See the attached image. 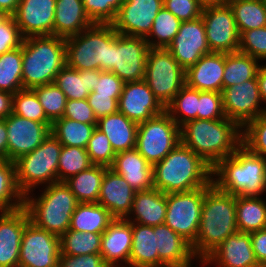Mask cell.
<instances>
[{
	"instance_id": "14",
	"label": "cell",
	"mask_w": 266,
	"mask_h": 267,
	"mask_svg": "<svg viewBox=\"0 0 266 267\" xmlns=\"http://www.w3.org/2000/svg\"><path fill=\"white\" fill-rule=\"evenodd\" d=\"M201 17L211 52L233 53L239 51L240 33L229 4L205 8Z\"/></svg>"
},
{
	"instance_id": "38",
	"label": "cell",
	"mask_w": 266,
	"mask_h": 267,
	"mask_svg": "<svg viewBox=\"0 0 266 267\" xmlns=\"http://www.w3.org/2000/svg\"><path fill=\"white\" fill-rule=\"evenodd\" d=\"M229 6L240 34L266 26V1L231 0Z\"/></svg>"
},
{
	"instance_id": "31",
	"label": "cell",
	"mask_w": 266,
	"mask_h": 267,
	"mask_svg": "<svg viewBox=\"0 0 266 267\" xmlns=\"http://www.w3.org/2000/svg\"><path fill=\"white\" fill-rule=\"evenodd\" d=\"M102 70L78 71L65 65L56 75L54 84L65 94L67 100L87 99L99 81Z\"/></svg>"
},
{
	"instance_id": "27",
	"label": "cell",
	"mask_w": 266,
	"mask_h": 267,
	"mask_svg": "<svg viewBox=\"0 0 266 267\" xmlns=\"http://www.w3.org/2000/svg\"><path fill=\"white\" fill-rule=\"evenodd\" d=\"M109 168L121 175L136 192L154 188L153 165L136 148L117 153Z\"/></svg>"
},
{
	"instance_id": "1",
	"label": "cell",
	"mask_w": 266,
	"mask_h": 267,
	"mask_svg": "<svg viewBox=\"0 0 266 267\" xmlns=\"http://www.w3.org/2000/svg\"><path fill=\"white\" fill-rule=\"evenodd\" d=\"M180 142L214 167L242 145V127L228 118L194 119L180 126Z\"/></svg>"
},
{
	"instance_id": "39",
	"label": "cell",
	"mask_w": 266,
	"mask_h": 267,
	"mask_svg": "<svg viewBox=\"0 0 266 267\" xmlns=\"http://www.w3.org/2000/svg\"><path fill=\"white\" fill-rule=\"evenodd\" d=\"M25 195L16 182L15 162L0 159V211H12L24 206Z\"/></svg>"
},
{
	"instance_id": "8",
	"label": "cell",
	"mask_w": 266,
	"mask_h": 267,
	"mask_svg": "<svg viewBox=\"0 0 266 267\" xmlns=\"http://www.w3.org/2000/svg\"><path fill=\"white\" fill-rule=\"evenodd\" d=\"M62 144L50 133L34 151L15 161L16 182L26 195L38 186L57 182V168ZM43 184V185H42Z\"/></svg>"
},
{
	"instance_id": "57",
	"label": "cell",
	"mask_w": 266,
	"mask_h": 267,
	"mask_svg": "<svg viewBox=\"0 0 266 267\" xmlns=\"http://www.w3.org/2000/svg\"><path fill=\"white\" fill-rule=\"evenodd\" d=\"M87 101L97 120L118 112L119 98L104 95H88Z\"/></svg>"
},
{
	"instance_id": "60",
	"label": "cell",
	"mask_w": 266,
	"mask_h": 267,
	"mask_svg": "<svg viewBox=\"0 0 266 267\" xmlns=\"http://www.w3.org/2000/svg\"><path fill=\"white\" fill-rule=\"evenodd\" d=\"M257 81L261 100L266 103V64L259 67L257 72Z\"/></svg>"
},
{
	"instance_id": "58",
	"label": "cell",
	"mask_w": 266,
	"mask_h": 267,
	"mask_svg": "<svg viewBox=\"0 0 266 267\" xmlns=\"http://www.w3.org/2000/svg\"><path fill=\"white\" fill-rule=\"evenodd\" d=\"M252 249L261 267H266V228L250 233Z\"/></svg>"
},
{
	"instance_id": "36",
	"label": "cell",
	"mask_w": 266,
	"mask_h": 267,
	"mask_svg": "<svg viewBox=\"0 0 266 267\" xmlns=\"http://www.w3.org/2000/svg\"><path fill=\"white\" fill-rule=\"evenodd\" d=\"M258 59L241 52L225 53L223 89L251 80L261 66Z\"/></svg>"
},
{
	"instance_id": "62",
	"label": "cell",
	"mask_w": 266,
	"mask_h": 267,
	"mask_svg": "<svg viewBox=\"0 0 266 267\" xmlns=\"http://www.w3.org/2000/svg\"><path fill=\"white\" fill-rule=\"evenodd\" d=\"M19 2L20 0H0V9L13 16L16 13Z\"/></svg>"
},
{
	"instance_id": "11",
	"label": "cell",
	"mask_w": 266,
	"mask_h": 267,
	"mask_svg": "<svg viewBox=\"0 0 266 267\" xmlns=\"http://www.w3.org/2000/svg\"><path fill=\"white\" fill-rule=\"evenodd\" d=\"M204 187L179 193L167 194L165 222L191 245L195 243L201 222Z\"/></svg>"
},
{
	"instance_id": "5",
	"label": "cell",
	"mask_w": 266,
	"mask_h": 267,
	"mask_svg": "<svg viewBox=\"0 0 266 267\" xmlns=\"http://www.w3.org/2000/svg\"><path fill=\"white\" fill-rule=\"evenodd\" d=\"M65 65V38L54 35L24 38L22 43L24 89L54 83L56 75Z\"/></svg>"
},
{
	"instance_id": "23",
	"label": "cell",
	"mask_w": 266,
	"mask_h": 267,
	"mask_svg": "<svg viewBox=\"0 0 266 267\" xmlns=\"http://www.w3.org/2000/svg\"><path fill=\"white\" fill-rule=\"evenodd\" d=\"M131 247L132 222L115 218L102 233L100 254L110 267H129Z\"/></svg>"
},
{
	"instance_id": "17",
	"label": "cell",
	"mask_w": 266,
	"mask_h": 267,
	"mask_svg": "<svg viewBox=\"0 0 266 267\" xmlns=\"http://www.w3.org/2000/svg\"><path fill=\"white\" fill-rule=\"evenodd\" d=\"M163 7V0H124L111 24L118 34L146 38Z\"/></svg>"
},
{
	"instance_id": "50",
	"label": "cell",
	"mask_w": 266,
	"mask_h": 267,
	"mask_svg": "<svg viewBox=\"0 0 266 267\" xmlns=\"http://www.w3.org/2000/svg\"><path fill=\"white\" fill-rule=\"evenodd\" d=\"M239 52L261 61L266 60V26L242 32Z\"/></svg>"
},
{
	"instance_id": "42",
	"label": "cell",
	"mask_w": 266,
	"mask_h": 267,
	"mask_svg": "<svg viewBox=\"0 0 266 267\" xmlns=\"http://www.w3.org/2000/svg\"><path fill=\"white\" fill-rule=\"evenodd\" d=\"M22 69V46L0 55V90H23Z\"/></svg>"
},
{
	"instance_id": "45",
	"label": "cell",
	"mask_w": 266,
	"mask_h": 267,
	"mask_svg": "<svg viewBox=\"0 0 266 267\" xmlns=\"http://www.w3.org/2000/svg\"><path fill=\"white\" fill-rule=\"evenodd\" d=\"M12 113L29 120L52 123L46 117L44 109L32 89H23L13 94Z\"/></svg>"
},
{
	"instance_id": "56",
	"label": "cell",
	"mask_w": 266,
	"mask_h": 267,
	"mask_svg": "<svg viewBox=\"0 0 266 267\" xmlns=\"http://www.w3.org/2000/svg\"><path fill=\"white\" fill-rule=\"evenodd\" d=\"M58 267H110L101 254L60 255Z\"/></svg>"
},
{
	"instance_id": "25",
	"label": "cell",
	"mask_w": 266,
	"mask_h": 267,
	"mask_svg": "<svg viewBox=\"0 0 266 267\" xmlns=\"http://www.w3.org/2000/svg\"><path fill=\"white\" fill-rule=\"evenodd\" d=\"M159 267H191L195 260L192 245L166 224L154 226ZM193 260V261H192Z\"/></svg>"
},
{
	"instance_id": "55",
	"label": "cell",
	"mask_w": 266,
	"mask_h": 267,
	"mask_svg": "<svg viewBox=\"0 0 266 267\" xmlns=\"http://www.w3.org/2000/svg\"><path fill=\"white\" fill-rule=\"evenodd\" d=\"M62 118L76 120L86 124H97V119L87 99L67 100Z\"/></svg>"
},
{
	"instance_id": "9",
	"label": "cell",
	"mask_w": 266,
	"mask_h": 267,
	"mask_svg": "<svg viewBox=\"0 0 266 267\" xmlns=\"http://www.w3.org/2000/svg\"><path fill=\"white\" fill-rule=\"evenodd\" d=\"M144 81L166 107L185 85V70L167 48H150Z\"/></svg>"
},
{
	"instance_id": "51",
	"label": "cell",
	"mask_w": 266,
	"mask_h": 267,
	"mask_svg": "<svg viewBox=\"0 0 266 267\" xmlns=\"http://www.w3.org/2000/svg\"><path fill=\"white\" fill-rule=\"evenodd\" d=\"M226 118L223 110L222 93L199 91L198 119L217 120Z\"/></svg>"
},
{
	"instance_id": "18",
	"label": "cell",
	"mask_w": 266,
	"mask_h": 267,
	"mask_svg": "<svg viewBox=\"0 0 266 267\" xmlns=\"http://www.w3.org/2000/svg\"><path fill=\"white\" fill-rule=\"evenodd\" d=\"M167 49L184 70L197 63L202 56L212 53L202 17L181 22L177 35Z\"/></svg>"
},
{
	"instance_id": "29",
	"label": "cell",
	"mask_w": 266,
	"mask_h": 267,
	"mask_svg": "<svg viewBox=\"0 0 266 267\" xmlns=\"http://www.w3.org/2000/svg\"><path fill=\"white\" fill-rule=\"evenodd\" d=\"M94 23L87 16L82 0H56L53 35L67 38Z\"/></svg>"
},
{
	"instance_id": "37",
	"label": "cell",
	"mask_w": 266,
	"mask_h": 267,
	"mask_svg": "<svg viewBox=\"0 0 266 267\" xmlns=\"http://www.w3.org/2000/svg\"><path fill=\"white\" fill-rule=\"evenodd\" d=\"M97 124H86L76 120L60 118L51 126V133L63 146L87 148Z\"/></svg>"
},
{
	"instance_id": "4",
	"label": "cell",
	"mask_w": 266,
	"mask_h": 267,
	"mask_svg": "<svg viewBox=\"0 0 266 267\" xmlns=\"http://www.w3.org/2000/svg\"><path fill=\"white\" fill-rule=\"evenodd\" d=\"M212 176V183L223 192L233 196H261L266 192V158L241 145L213 167Z\"/></svg>"
},
{
	"instance_id": "64",
	"label": "cell",
	"mask_w": 266,
	"mask_h": 267,
	"mask_svg": "<svg viewBox=\"0 0 266 267\" xmlns=\"http://www.w3.org/2000/svg\"><path fill=\"white\" fill-rule=\"evenodd\" d=\"M10 15L7 14L4 10L0 9V24L4 22Z\"/></svg>"
},
{
	"instance_id": "47",
	"label": "cell",
	"mask_w": 266,
	"mask_h": 267,
	"mask_svg": "<svg viewBox=\"0 0 266 267\" xmlns=\"http://www.w3.org/2000/svg\"><path fill=\"white\" fill-rule=\"evenodd\" d=\"M242 145L251 153L266 158V112L242 128Z\"/></svg>"
},
{
	"instance_id": "28",
	"label": "cell",
	"mask_w": 266,
	"mask_h": 267,
	"mask_svg": "<svg viewBox=\"0 0 266 267\" xmlns=\"http://www.w3.org/2000/svg\"><path fill=\"white\" fill-rule=\"evenodd\" d=\"M166 209L167 194L156 188L137 191L133 199L131 212L126 219L129 222L146 226L162 225L165 222Z\"/></svg>"
},
{
	"instance_id": "10",
	"label": "cell",
	"mask_w": 266,
	"mask_h": 267,
	"mask_svg": "<svg viewBox=\"0 0 266 267\" xmlns=\"http://www.w3.org/2000/svg\"><path fill=\"white\" fill-rule=\"evenodd\" d=\"M180 142V127L164 111L138 124L137 151L151 164L163 160Z\"/></svg>"
},
{
	"instance_id": "7",
	"label": "cell",
	"mask_w": 266,
	"mask_h": 267,
	"mask_svg": "<svg viewBox=\"0 0 266 267\" xmlns=\"http://www.w3.org/2000/svg\"><path fill=\"white\" fill-rule=\"evenodd\" d=\"M66 65L78 71L112 70V24H93L65 38Z\"/></svg>"
},
{
	"instance_id": "22",
	"label": "cell",
	"mask_w": 266,
	"mask_h": 267,
	"mask_svg": "<svg viewBox=\"0 0 266 267\" xmlns=\"http://www.w3.org/2000/svg\"><path fill=\"white\" fill-rule=\"evenodd\" d=\"M218 267H261L252 249L250 233L236 232L228 236L202 263Z\"/></svg>"
},
{
	"instance_id": "49",
	"label": "cell",
	"mask_w": 266,
	"mask_h": 267,
	"mask_svg": "<svg viewBox=\"0 0 266 267\" xmlns=\"http://www.w3.org/2000/svg\"><path fill=\"white\" fill-rule=\"evenodd\" d=\"M84 10L95 24H111L124 0H82Z\"/></svg>"
},
{
	"instance_id": "54",
	"label": "cell",
	"mask_w": 266,
	"mask_h": 267,
	"mask_svg": "<svg viewBox=\"0 0 266 267\" xmlns=\"http://www.w3.org/2000/svg\"><path fill=\"white\" fill-rule=\"evenodd\" d=\"M124 82L109 71H102L96 86L89 95H104L110 98H120Z\"/></svg>"
},
{
	"instance_id": "43",
	"label": "cell",
	"mask_w": 266,
	"mask_h": 267,
	"mask_svg": "<svg viewBox=\"0 0 266 267\" xmlns=\"http://www.w3.org/2000/svg\"><path fill=\"white\" fill-rule=\"evenodd\" d=\"M181 21L163 7L145 38L150 48H167L179 31ZM153 37V38H152ZM155 38V39H154ZM157 39V40H156Z\"/></svg>"
},
{
	"instance_id": "3",
	"label": "cell",
	"mask_w": 266,
	"mask_h": 267,
	"mask_svg": "<svg viewBox=\"0 0 266 267\" xmlns=\"http://www.w3.org/2000/svg\"><path fill=\"white\" fill-rule=\"evenodd\" d=\"M212 170L202 157L179 142L153 165V185L165 194L192 191L212 184Z\"/></svg>"
},
{
	"instance_id": "52",
	"label": "cell",
	"mask_w": 266,
	"mask_h": 267,
	"mask_svg": "<svg viewBox=\"0 0 266 267\" xmlns=\"http://www.w3.org/2000/svg\"><path fill=\"white\" fill-rule=\"evenodd\" d=\"M23 40L14 16H9L0 24V55L21 47Z\"/></svg>"
},
{
	"instance_id": "15",
	"label": "cell",
	"mask_w": 266,
	"mask_h": 267,
	"mask_svg": "<svg viewBox=\"0 0 266 267\" xmlns=\"http://www.w3.org/2000/svg\"><path fill=\"white\" fill-rule=\"evenodd\" d=\"M221 93L226 118L237 122L242 128L266 112L265 106L260 107L263 102L257 76L244 83L226 87Z\"/></svg>"
},
{
	"instance_id": "44",
	"label": "cell",
	"mask_w": 266,
	"mask_h": 267,
	"mask_svg": "<svg viewBox=\"0 0 266 267\" xmlns=\"http://www.w3.org/2000/svg\"><path fill=\"white\" fill-rule=\"evenodd\" d=\"M94 165L87 150L75 146H63L60 152L57 168V182H64Z\"/></svg>"
},
{
	"instance_id": "12",
	"label": "cell",
	"mask_w": 266,
	"mask_h": 267,
	"mask_svg": "<svg viewBox=\"0 0 266 267\" xmlns=\"http://www.w3.org/2000/svg\"><path fill=\"white\" fill-rule=\"evenodd\" d=\"M149 44L145 38L118 34L112 26V70L124 83L144 80Z\"/></svg>"
},
{
	"instance_id": "26",
	"label": "cell",
	"mask_w": 266,
	"mask_h": 267,
	"mask_svg": "<svg viewBox=\"0 0 266 267\" xmlns=\"http://www.w3.org/2000/svg\"><path fill=\"white\" fill-rule=\"evenodd\" d=\"M225 53L212 52L204 55L185 70V84L199 91L223 90Z\"/></svg>"
},
{
	"instance_id": "32",
	"label": "cell",
	"mask_w": 266,
	"mask_h": 267,
	"mask_svg": "<svg viewBox=\"0 0 266 267\" xmlns=\"http://www.w3.org/2000/svg\"><path fill=\"white\" fill-rule=\"evenodd\" d=\"M129 267H159L154 226L132 222V247Z\"/></svg>"
},
{
	"instance_id": "6",
	"label": "cell",
	"mask_w": 266,
	"mask_h": 267,
	"mask_svg": "<svg viewBox=\"0 0 266 267\" xmlns=\"http://www.w3.org/2000/svg\"><path fill=\"white\" fill-rule=\"evenodd\" d=\"M43 190L37 198L27 193L24 207L32 223L60 236L70 228L72 214L79 202L64 182L51 183Z\"/></svg>"
},
{
	"instance_id": "40",
	"label": "cell",
	"mask_w": 266,
	"mask_h": 267,
	"mask_svg": "<svg viewBox=\"0 0 266 267\" xmlns=\"http://www.w3.org/2000/svg\"><path fill=\"white\" fill-rule=\"evenodd\" d=\"M100 233L79 232L68 229L59 236L60 255L80 256L100 254Z\"/></svg>"
},
{
	"instance_id": "46",
	"label": "cell",
	"mask_w": 266,
	"mask_h": 267,
	"mask_svg": "<svg viewBox=\"0 0 266 267\" xmlns=\"http://www.w3.org/2000/svg\"><path fill=\"white\" fill-rule=\"evenodd\" d=\"M32 90L36 93L46 117L52 123L63 117L67 99L54 83L38 86Z\"/></svg>"
},
{
	"instance_id": "48",
	"label": "cell",
	"mask_w": 266,
	"mask_h": 267,
	"mask_svg": "<svg viewBox=\"0 0 266 267\" xmlns=\"http://www.w3.org/2000/svg\"><path fill=\"white\" fill-rule=\"evenodd\" d=\"M87 153L94 165L110 167L116 156L107 136L97 127L92 133L87 145Z\"/></svg>"
},
{
	"instance_id": "61",
	"label": "cell",
	"mask_w": 266,
	"mask_h": 267,
	"mask_svg": "<svg viewBox=\"0 0 266 267\" xmlns=\"http://www.w3.org/2000/svg\"><path fill=\"white\" fill-rule=\"evenodd\" d=\"M0 159H7V127L4 119H0Z\"/></svg>"
},
{
	"instance_id": "34",
	"label": "cell",
	"mask_w": 266,
	"mask_h": 267,
	"mask_svg": "<svg viewBox=\"0 0 266 267\" xmlns=\"http://www.w3.org/2000/svg\"><path fill=\"white\" fill-rule=\"evenodd\" d=\"M109 167L92 165L90 168L69 177L64 183L79 203H98L101 182Z\"/></svg>"
},
{
	"instance_id": "2",
	"label": "cell",
	"mask_w": 266,
	"mask_h": 267,
	"mask_svg": "<svg viewBox=\"0 0 266 267\" xmlns=\"http://www.w3.org/2000/svg\"><path fill=\"white\" fill-rule=\"evenodd\" d=\"M238 232L236 196L219 190L213 183L204 187L201 222L193 253L203 262L228 236Z\"/></svg>"
},
{
	"instance_id": "21",
	"label": "cell",
	"mask_w": 266,
	"mask_h": 267,
	"mask_svg": "<svg viewBox=\"0 0 266 267\" xmlns=\"http://www.w3.org/2000/svg\"><path fill=\"white\" fill-rule=\"evenodd\" d=\"M30 220L26 208L0 211V267H18L21 240Z\"/></svg>"
},
{
	"instance_id": "53",
	"label": "cell",
	"mask_w": 266,
	"mask_h": 267,
	"mask_svg": "<svg viewBox=\"0 0 266 267\" xmlns=\"http://www.w3.org/2000/svg\"><path fill=\"white\" fill-rule=\"evenodd\" d=\"M163 4L181 22L195 20L202 16L203 8L198 0H163Z\"/></svg>"
},
{
	"instance_id": "19",
	"label": "cell",
	"mask_w": 266,
	"mask_h": 267,
	"mask_svg": "<svg viewBox=\"0 0 266 267\" xmlns=\"http://www.w3.org/2000/svg\"><path fill=\"white\" fill-rule=\"evenodd\" d=\"M118 102V111L137 124L165 111L144 80L125 82Z\"/></svg>"
},
{
	"instance_id": "63",
	"label": "cell",
	"mask_w": 266,
	"mask_h": 267,
	"mask_svg": "<svg viewBox=\"0 0 266 267\" xmlns=\"http://www.w3.org/2000/svg\"><path fill=\"white\" fill-rule=\"evenodd\" d=\"M230 1L231 0H198L203 9L208 7L228 5Z\"/></svg>"
},
{
	"instance_id": "30",
	"label": "cell",
	"mask_w": 266,
	"mask_h": 267,
	"mask_svg": "<svg viewBox=\"0 0 266 267\" xmlns=\"http://www.w3.org/2000/svg\"><path fill=\"white\" fill-rule=\"evenodd\" d=\"M96 127L107 136L116 154L136 147L138 124L123 113L100 118Z\"/></svg>"
},
{
	"instance_id": "13",
	"label": "cell",
	"mask_w": 266,
	"mask_h": 267,
	"mask_svg": "<svg viewBox=\"0 0 266 267\" xmlns=\"http://www.w3.org/2000/svg\"><path fill=\"white\" fill-rule=\"evenodd\" d=\"M59 256V236L29 220L21 240L18 267H58Z\"/></svg>"
},
{
	"instance_id": "33",
	"label": "cell",
	"mask_w": 266,
	"mask_h": 267,
	"mask_svg": "<svg viewBox=\"0 0 266 267\" xmlns=\"http://www.w3.org/2000/svg\"><path fill=\"white\" fill-rule=\"evenodd\" d=\"M114 219L99 203H79L72 214L69 229L102 234Z\"/></svg>"
},
{
	"instance_id": "41",
	"label": "cell",
	"mask_w": 266,
	"mask_h": 267,
	"mask_svg": "<svg viewBox=\"0 0 266 267\" xmlns=\"http://www.w3.org/2000/svg\"><path fill=\"white\" fill-rule=\"evenodd\" d=\"M199 90L186 84L165 107V111L180 127L187 121L198 119Z\"/></svg>"
},
{
	"instance_id": "16",
	"label": "cell",
	"mask_w": 266,
	"mask_h": 267,
	"mask_svg": "<svg viewBox=\"0 0 266 267\" xmlns=\"http://www.w3.org/2000/svg\"><path fill=\"white\" fill-rule=\"evenodd\" d=\"M7 127V160L15 162L34 151L51 133L52 123H42L11 113L4 119Z\"/></svg>"
},
{
	"instance_id": "59",
	"label": "cell",
	"mask_w": 266,
	"mask_h": 267,
	"mask_svg": "<svg viewBox=\"0 0 266 267\" xmlns=\"http://www.w3.org/2000/svg\"><path fill=\"white\" fill-rule=\"evenodd\" d=\"M13 94L0 90V119L7 118L12 113Z\"/></svg>"
},
{
	"instance_id": "35",
	"label": "cell",
	"mask_w": 266,
	"mask_h": 267,
	"mask_svg": "<svg viewBox=\"0 0 266 267\" xmlns=\"http://www.w3.org/2000/svg\"><path fill=\"white\" fill-rule=\"evenodd\" d=\"M238 232L251 233L266 228V201L261 196H236Z\"/></svg>"
},
{
	"instance_id": "24",
	"label": "cell",
	"mask_w": 266,
	"mask_h": 267,
	"mask_svg": "<svg viewBox=\"0 0 266 267\" xmlns=\"http://www.w3.org/2000/svg\"><path fill=\"white\" fill-rule=\"evenodd\" d=\"M136 191L111 168L105 171L101 182L98 203L114 218L126 219L132 209Z\"/></svg>"
},
{
	"instance_id": "20",
	"label": "cell",
	"mask_w": 266,
	"mask_h": 267,
	"mask_svg": "<svg viewBox=\"0 0 266 267\" xmlns=\"http://www.w3.org/2000/svg\"><path fill=\"white\" fill-rule=\"evenodd\" d=\"M56 0H20L13 15L24 38L53 35Z\"/></svg>"
}]
</instances>
